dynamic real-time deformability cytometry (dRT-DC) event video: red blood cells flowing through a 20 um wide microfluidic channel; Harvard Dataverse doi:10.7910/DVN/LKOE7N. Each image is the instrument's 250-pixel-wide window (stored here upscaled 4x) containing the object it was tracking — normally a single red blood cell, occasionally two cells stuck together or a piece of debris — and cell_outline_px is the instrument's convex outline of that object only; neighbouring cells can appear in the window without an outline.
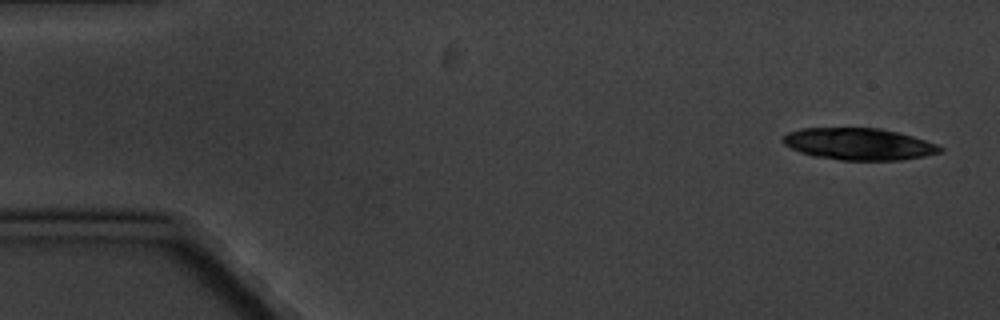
{"species": "common noctule bat (a hibernating species)", "species_latin": "Nyctalus noctula", "temperature_condition": "cold", "stored_images_in_passage": 5, "camera_frame_rate_fps": 3000, "um_per_image_px": 0.085, "animal": {"sex": "male", "body_mass_g": 20.1, "forearm_length_mm": 53.5}, "frame": {"image": 1, "passage_image": 1, "time_ms": 0.0, "image_size_px": [1000, 320], "cell_outline_px": [[944, 148], [940, 152], [924, 156], [900, 160], [840, 160], [812, 156], [800, 152], [784, 144], [780, 140], [780, 136], [788, 132], [800, 128], [880, 128], [912, 136], [936, 144]], "centroid_in_image_um": [72.93, 12.24], "position_along_channel_um": 12.1, "area_um2": 29.19}}